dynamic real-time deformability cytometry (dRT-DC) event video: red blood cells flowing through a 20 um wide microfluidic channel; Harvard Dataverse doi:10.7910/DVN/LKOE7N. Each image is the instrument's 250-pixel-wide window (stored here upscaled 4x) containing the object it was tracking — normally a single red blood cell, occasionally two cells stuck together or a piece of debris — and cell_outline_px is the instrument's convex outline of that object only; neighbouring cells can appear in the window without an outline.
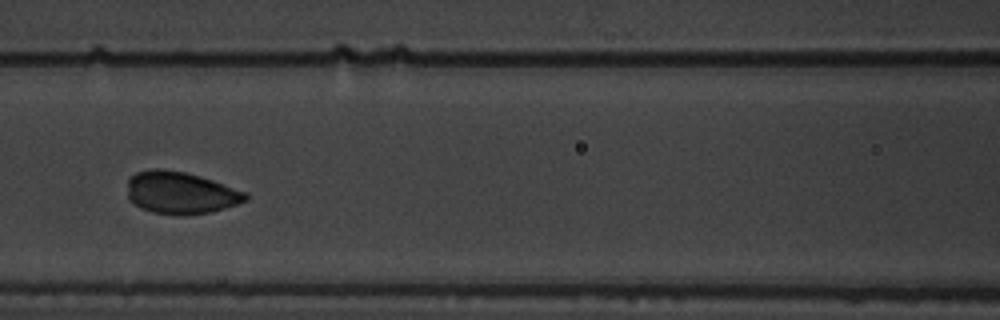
{"species": "common noctule bat (a hibernating species)", "species_latin": "Nyctalus noctula", "temperature_condition": "warm", "stored_images_in_passage": 9, "camera_frame_rate_fps": 3000, "um_per_image_px": 0.085, "animal": {"sex": "male", "body_mass_g": 19.5, "forearm_length_mm": 54.6}, "frame": {"image": 1, "passage_image": 6, "time_ms": 5.667, "image_size_px": [1000, 320], "cell_outline_px": [[248, 200], [212, 212], [152, 212], [140, 208], [132, 204], [128, 200], [128, 180], [136, 172], [152, 168], [160, 168], [184, 172], [200, 176], [248, 192]], "centroid_in_image_um": [15.33, 16.34], "position_along_channel_um": 151.3, "area_um2": 28.5}}
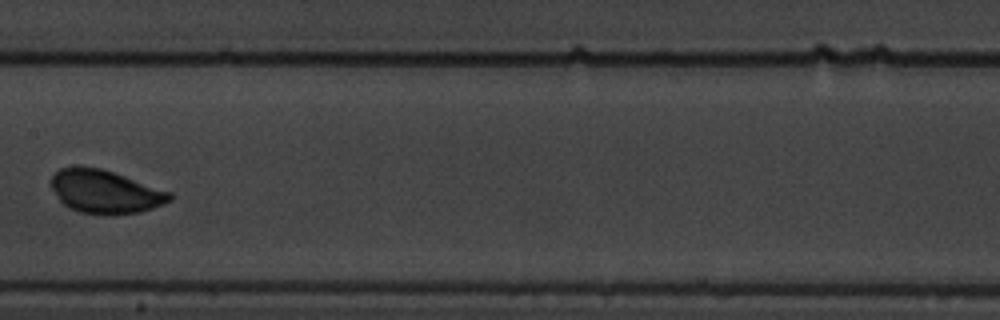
{"frame": {"image": 2, "passage_image": 7, "time_ms": 7.0, "image_size_px": [1000, 320], "cell_outline_px": [[172, 200], [164, 204], [140, 212], [116, 216], [108, 216], [80, 212], [68, 208], [60, 200], [48, 184], [52, 176], [60, 168], [100, 168], [172, 192]], "centroid_in_image_um": [8.95, 16.34], "position_along_channel_um": 198.5, "area_um2": 29.94}}
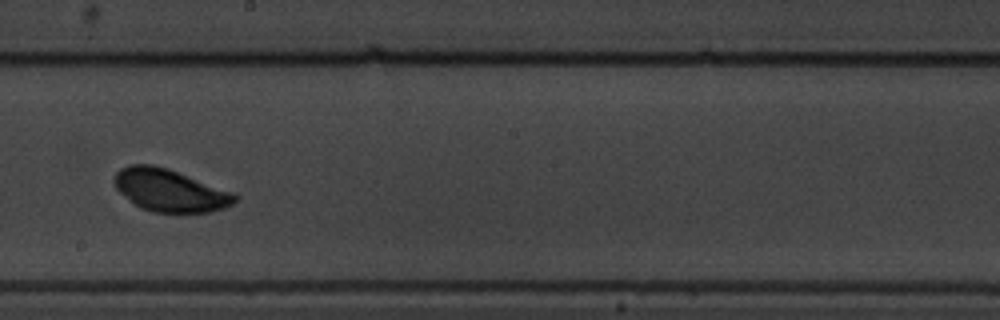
{"frame": {"image": 3, "passage_image": 8, "time_ms": 8.0, "image_size_px": [1000, 320], "cell_outline_px": [[240, 196], [232, 204], [224, 208], [212, 212], [152, 212], [140, 208], [120, 192], [116, 188], [112, 180], [116, 172], [120, 168], [128, 164], [152, 164], [168, 168], [236, 192]], "centroid_in_image_um": [14.47, 16.17], "position_along_channel_um": 233.7, "area_um2": 30.23}}